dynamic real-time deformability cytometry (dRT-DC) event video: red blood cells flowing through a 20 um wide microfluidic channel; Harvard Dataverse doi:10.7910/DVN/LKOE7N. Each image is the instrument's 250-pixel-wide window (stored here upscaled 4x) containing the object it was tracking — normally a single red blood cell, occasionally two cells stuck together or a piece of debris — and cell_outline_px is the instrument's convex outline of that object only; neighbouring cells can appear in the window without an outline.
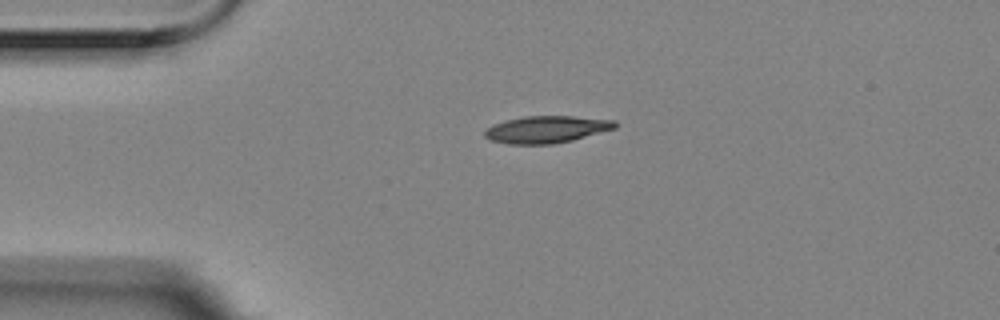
{"species": "Egyptian fruit bat (a non-hibernating species)", "species_latin": "Rousettus aegyptiacus", "temperature_condition": "room temperature", "stored_images_in_passage": 3, "camera_frame_rate_fps": 3000, "um_per_image_px": 0.085, "animal": {"sex": "female"}, "frame": {"image": 1, "passage_image": 1, "time_ms": 0.0, "image_size_px": [1000, 320], "cell_outline_px": [[620, 124], [616, 128], [572, 140], [552, 144], [512, 144], [492, 140], [484, 136], [484, 132], [492, 124], [504, 120], [524, 116], [572, 116], [616, 120]], "centroid_in_image_um": [46.48, 10.99], "position_along_channel_um": 38.5, "area_um2": 20.58}}
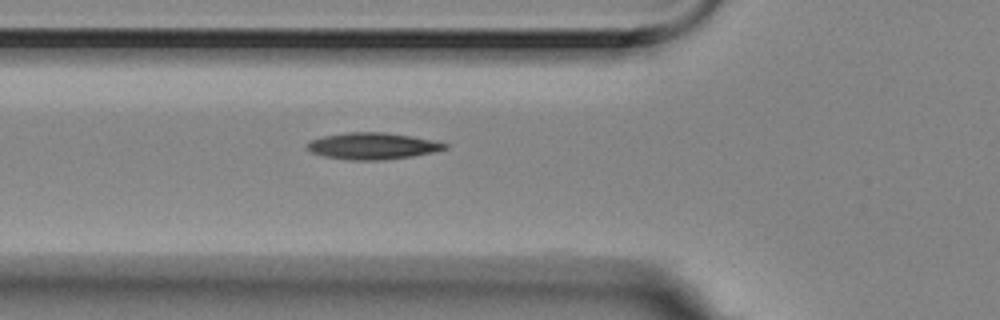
{"frame": {"image": 2, "passage_image": 3, "time_ms": 0.667, "image_size_px": [1000, 320], "cell_outline_px": [[448, 148], [432, 152], [412, 156], [384, 160], [348, 160], [324, 156], [312, 152], [304, 144], [308, 140], [324, 136], [348, 132], [384, 132], [408, 136], [448, 144]], "centroid_in_image_um": [31.59, 12.41], "position_along_channel_um": 94.2, "area_um2": 21.15}}